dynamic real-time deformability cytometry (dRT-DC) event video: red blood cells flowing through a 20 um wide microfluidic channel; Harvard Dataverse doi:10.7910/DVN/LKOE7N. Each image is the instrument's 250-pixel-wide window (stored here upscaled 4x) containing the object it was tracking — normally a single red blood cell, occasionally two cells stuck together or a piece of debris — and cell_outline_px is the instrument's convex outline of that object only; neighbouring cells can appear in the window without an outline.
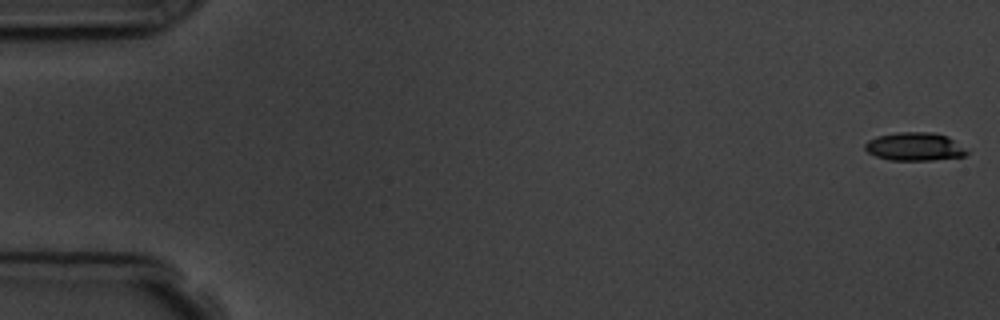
{"species": "common noctule bat (a hibernating species)", "species_latin": "Nyctalus noctula", "temperature_condition": "room temperature", "stored_images_in_passage": 6, "camera_frame_rate_fps": 3000, "um_per_image_px": 0.085, "animal": {"sex": "male", "body_mass_g": 19.5, "forearm_length_mm": 54.6}, "frame": {"image": 1, "passage_image": 1, "time_ms": 0.0, "image_size_px": [1000, 320], "cell_outline_px": [[968, 152], [964, 156], [932, 160], [888, 160], [876, 156], [868, 152], [864, 148], [864, 144], [868, 140], [876, 136], [900, 132], [932, 132], [948, 136]], "centroid_in_image_um": [77.7, 12.46], "position_along_channel_um": 7.3, "area_um2": 16.65}}
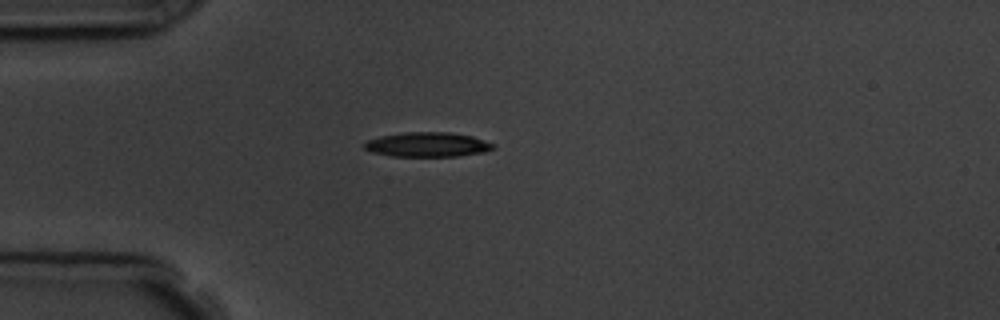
{"frame": {"image": 2, "passage_image": 5, "time_ms": 4.667, "image_size_px": [1000, 320], "cell_outline_px": [[496, 148], [484, 152], [460, 156], [392, 156], [372, 152], [364, 148], [364, 144], [368, 140], [380, 136], [404, 132], [448, 132], [472, 136], [496, 144]], "centroid_in_image_um": [36.38, 12.29], "position_along_channel_um": 48.6, "area_um2": 18.5}}